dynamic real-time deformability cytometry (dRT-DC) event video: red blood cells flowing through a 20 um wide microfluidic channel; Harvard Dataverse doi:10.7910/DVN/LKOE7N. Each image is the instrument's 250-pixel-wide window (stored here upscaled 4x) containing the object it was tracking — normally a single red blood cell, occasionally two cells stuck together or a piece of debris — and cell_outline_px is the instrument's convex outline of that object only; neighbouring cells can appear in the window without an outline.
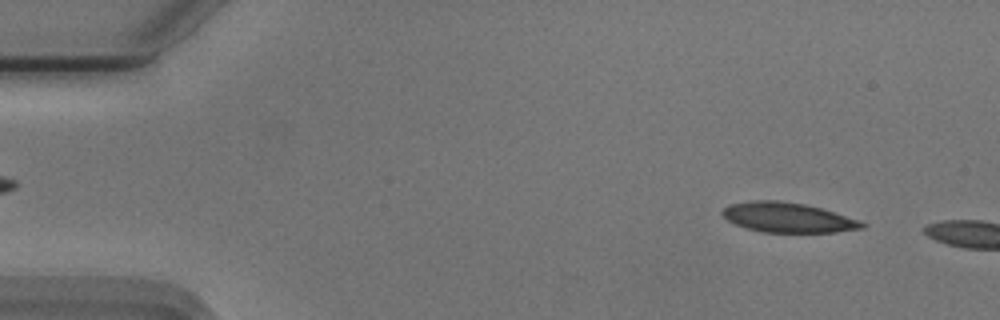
{"species": "Egyptian fruit bat (a non-hibernating species)", "species_latin": "Rousettus aegyptiacus", "temperature_condition": "cold", "stored_images_in_passage": 7, "camera_frame_rate_fps": 3000, "um_per_image_px": 0.085, "animal": {"sex": "male"}, "frame": {"image": 1, "passage_image": 4, "time_ms": 1.0, "image_size_px": [1000, 320], "cell_outline_px": [[868, 224], [864, 228], [836, 232], [764, 232], [748, 228], [736, 224], [728, 220], [720, 212], [728, 204], [752, 200], [776, 200], [804, 204], [820, 208]], "centroid_in_image_um": [66.92, 18.48], "position_along_channel_um": 18.1, "area_um2": 23.93}}